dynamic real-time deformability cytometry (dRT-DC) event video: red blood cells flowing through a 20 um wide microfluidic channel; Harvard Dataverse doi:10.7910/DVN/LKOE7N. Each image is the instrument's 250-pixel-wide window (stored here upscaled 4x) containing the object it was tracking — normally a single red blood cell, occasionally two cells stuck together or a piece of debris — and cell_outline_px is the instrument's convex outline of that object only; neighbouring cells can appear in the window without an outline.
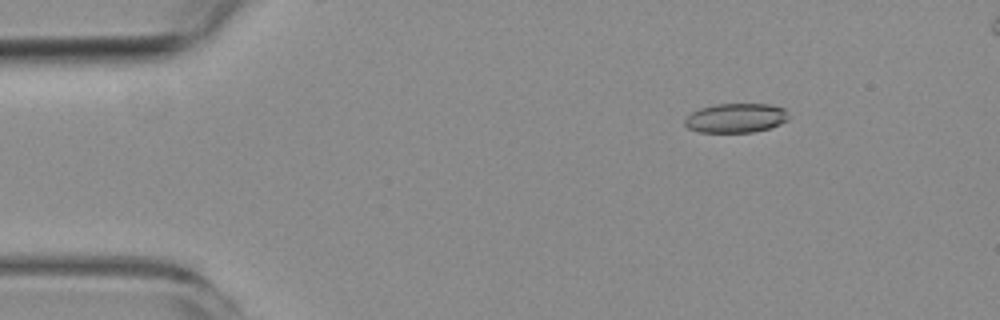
{"species": "common noctule bat (a hibernating species)", "species_latin": "Nyctalus noctula", "temperature_condition": "room temperature", "stored_images_in_passage": 4, "camera_frame_rate_fps": 3000, "um_per_image_px": 0.085, "animal": {"sex": "female", "body_mass_g": 19.3, "forearm_length_mm": 54.1}, "frame": {"image": 1, "passage_image": 1, "time_ms": 0.0, "image_size_px": [1000, 320], "cell_outline_px": [[788, 120], [780, 124], [768, 128], [752, 132], [700, 132], [688, 128], [684, 124], [684, 120], [692, 112], [700, 108], [716, 104], [768, 104], [784, 108], [788, 116]], "centroid_in_image_um": [62.54, 10.03], "position_along_channel_um": 22.5, "area_um2": 17.63}}